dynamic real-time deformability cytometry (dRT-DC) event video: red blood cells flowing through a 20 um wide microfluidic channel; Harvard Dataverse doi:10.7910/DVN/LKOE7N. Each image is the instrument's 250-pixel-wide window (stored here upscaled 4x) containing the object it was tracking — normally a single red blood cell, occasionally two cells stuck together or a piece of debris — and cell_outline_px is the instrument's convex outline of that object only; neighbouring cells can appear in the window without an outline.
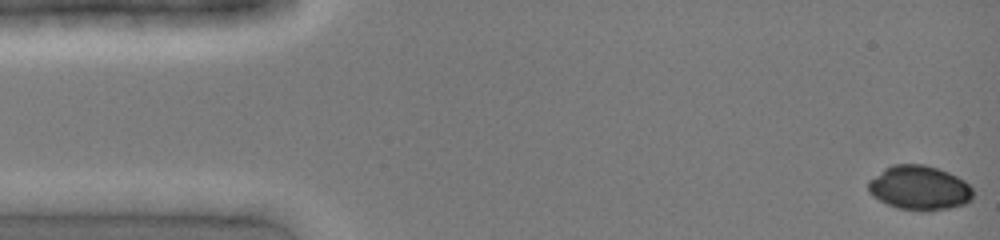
{"species": "common noctule bat (a hibernating species)", "species_latin": "Nyctalus noctula", "temperature_condition": "cold", "stored_images_in_passage": 23, "camera_frame_rate_fps": 3000, "um_per_image_px": 0.085, "animal": {"sex": "female", "body_mass_g": 19.0, "forearm_length_mm": 51.5}, "frame": {"image": 1, "passage_image": 1, "time_ms": 0.0, "image_size_px": [1000, 240], "cell_outline_px": [[972, 200], [964, 204], [932, 212], [920, 212], [896, 208], [872, 196], [868, 192], [868, 180], [884, 168], [892, 164], [924, 164], [948, 172], [964, 180], [972, 188]], "centroid_in_image_um": [78.12, 15.98], "position_along_channel_um": 6.9, "area_um2": 27.46}}
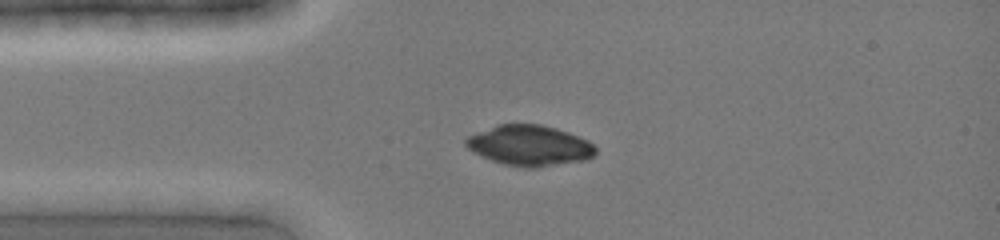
{"frame": {"image": 2, "passage_image": 10, "time_ms": 3.0, "image_size_px": [1000, 240], "cell_outline_px": [[596, 152], [588, 160], [536, 168], [524, 168], [504, 164], [480, 156], [472, 152], [464, 144], [464, 140], [468, 136], [496, 124], [540, 124], [556, 128], [568, 132], [588, 140], [596, 148]], "centroid_in_image_um": [45.0, 12.37], "position_along_channel_um": 40.0, "area_um2": 30.87}}